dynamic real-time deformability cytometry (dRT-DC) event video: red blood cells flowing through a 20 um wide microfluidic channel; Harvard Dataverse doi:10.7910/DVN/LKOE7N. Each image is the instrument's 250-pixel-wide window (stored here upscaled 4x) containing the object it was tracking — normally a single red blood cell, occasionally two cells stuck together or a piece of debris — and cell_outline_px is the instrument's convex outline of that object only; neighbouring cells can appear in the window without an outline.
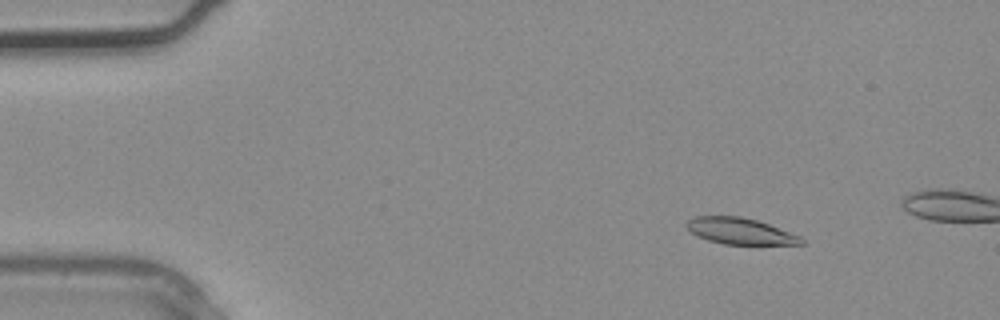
{"species": "common noctule bat (a hibernating species)", "species_latin": "Nyctalus noctula", "temperature_condition": "warm", "stored_images_in_passage": 5, "camera_frame_rate_fps": 3000, "um_per_image_px": 0.085, "animal": {"sex": "male", "body_mass_g": 20.4}, "frame": {"image": 1, "passage_image": 2, "time_ms": 0.333, "image_size_px": [1000, 320], "cell_outline_px": [[804, 244], [724, 244], [708, 240], [696, 236], [684, 224], [688, 220], [696, 216], [740, 216], [756, 220], [768, 224], [800, 236], [804, 240]], "centroid_in_image_um": [62.88, 19.64], "position_along_channel_um": 22.1, "area_um2": 17.4}}